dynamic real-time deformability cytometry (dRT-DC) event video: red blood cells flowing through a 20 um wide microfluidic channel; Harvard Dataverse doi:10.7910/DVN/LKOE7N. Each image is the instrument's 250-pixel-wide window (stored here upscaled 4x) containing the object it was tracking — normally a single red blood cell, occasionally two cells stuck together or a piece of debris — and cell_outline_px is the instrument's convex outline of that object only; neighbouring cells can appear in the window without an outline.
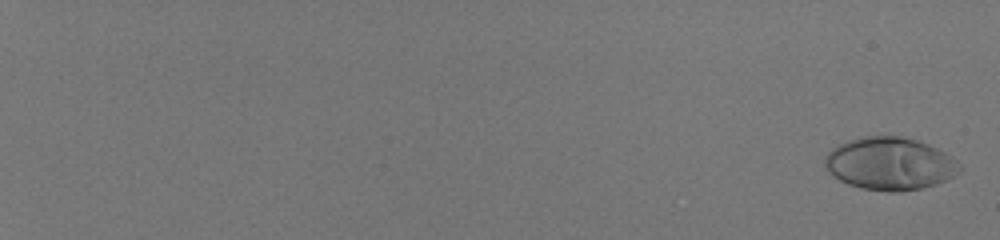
{"species": "human", "species_latin": "Homo sapiens", "temperature_condition": "room temperature", "stored_images_in_passage": 59, "camera_frame_rate_fps": 3000, "um_per_image_px": 0.085, "donor": {"sex": "male"}, "frame": {"image": 1, "passage_image": 2, "time_ms": 0.333, "image_size_px": [1000, 240], "cell_outline_px": [[960, 172], [936, 184], [924, 188], [900, 192], [888, 192], [860, 188], [848, 184], [840, 180], [828, 172], [824, 164], [824, 160], [828, 152], [832, 148], [848, 140], [860, 136], [900, 136], [916, 140], [928, 144], [952, 156], [960, 164]], "centroid_in_image_um": [75.63, 13.92], "position_along_channel_um": 9.4, "area_um2": 41.5}}
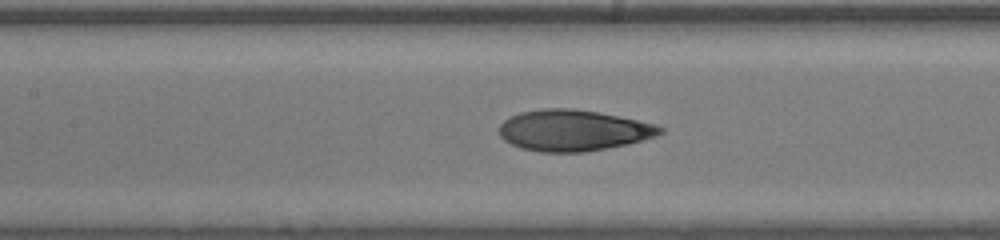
{"frame": {"image": 2, "passage_image": 35, "time_ms": 11.333, "image_size_px": [1000, 240], "cell_outline_px": [[664, 132], [656, 136], [644, 140], [628, 144], [584, 152], [540, 152], [520, 148], [504, 140], [500, 136], [500, 124], [504, 120], [520, 112], [540, 108], [572, 108], [600, 112], [656, 124], [664, 128]], "centroid_in_image_um": [48.74, 11.08], "position_along_channel_um": 158.7, "area_um2": 38.73}}
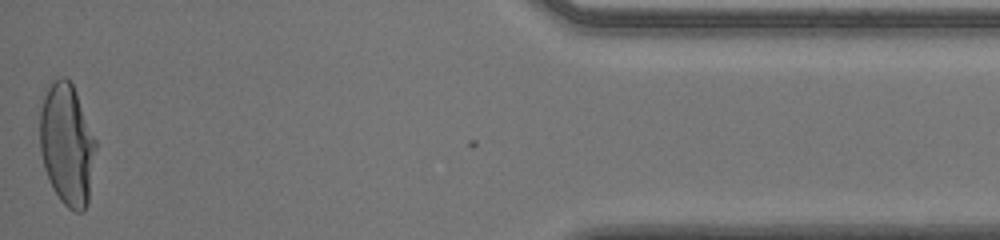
{"frame": {"image": 3, "passage_image": 59, "time_ms": 19.333, "image_size_px": [1000, 240], "cell_outline_px": [[96, 148], [88, 204], [84, 212], [76, 212], [68, 208], [60, 200], [44, 168], [40, 152], [40, 96], [48, 84], [52, 80], [60, 76], [64, 76], [72, 84], [76, 92], [96, 140]], "centroid_in_image_um": [5.67, 12.23], "position_along_channel_um": 429.5, "area_um2": 40.06}, "authors_computed_cell_mechanics": {"area_um2": 38.437, "velocity_mm_per_s": 4.0338, "shape_relaxation_time_tau1_ms": 5.0386, "shape_relaxation_time_tau2_ms": null, "deformation_change_tau1": 0.2515, "deformation_change_tau2": null}}